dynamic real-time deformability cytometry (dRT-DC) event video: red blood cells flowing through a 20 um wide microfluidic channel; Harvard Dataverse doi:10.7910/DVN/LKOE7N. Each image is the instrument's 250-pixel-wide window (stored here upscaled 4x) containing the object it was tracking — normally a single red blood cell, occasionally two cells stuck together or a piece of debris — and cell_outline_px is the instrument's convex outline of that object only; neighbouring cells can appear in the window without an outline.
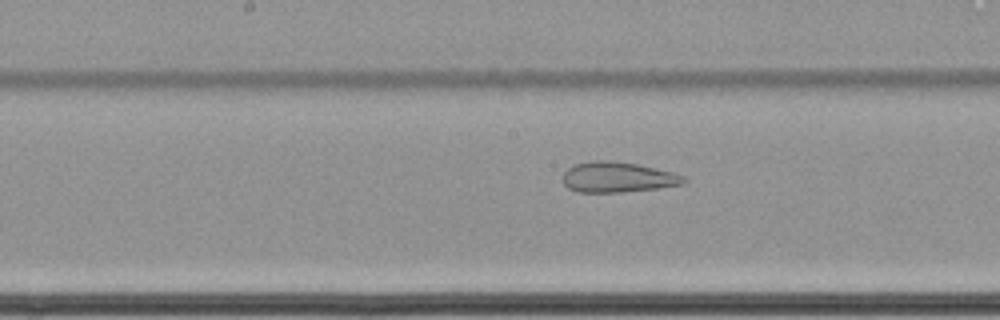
{"species": "common noctule bat (a hibernating species)", "species_latin": "Nyctalus noctula", "temperature_condition": "cold", "stored_images_in_passage": 62, "camera_frame_rate_fps": 3000, "um_per_image_px": 0.085, "animal": {"sex": "female", "body_mass_g": 22.7, "forearm_length_mm": 54.2}, "frame": {"image": 1, "passage_image": 34, "time_ms": 11.0, "image_size_px": [1000, 320], "cell_outline_px": [[688, 180], [684, 184], [660, 188], [620, 192], [580, 192], [568, 188], [564, 184], [564, 172], [568, 168], [576, 164], [592, 160], [608, 160], [636, 164], [656, 168], [672, 172], [684, 176]], "centroid_in_image_um": [52.53, 15.06], "position_along_channel_um": 195.7, "area_um2": 21.39}}
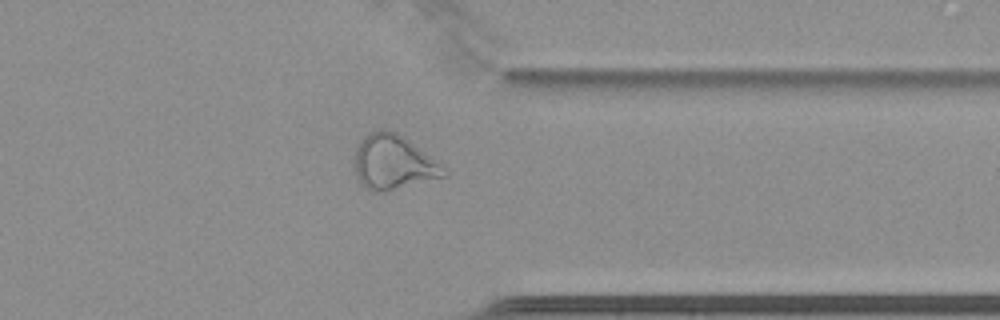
{"frame": {"image": 2, "passage_image": 50, "time_ms": 16.333, "image_size_px": [1000, 320], "cell_outline_px": [[448, 176], [384, 192], [372, 192], [356, 176], [356, 148], [364, 136], [368, 132], [380, 128], [384, 128], [396, 132], [444, 164], [448, 172]], "centroid_in_image_um": [33.5, 13.79], "position_along_channel_um": 377.9, "area_um2": 28.5}}
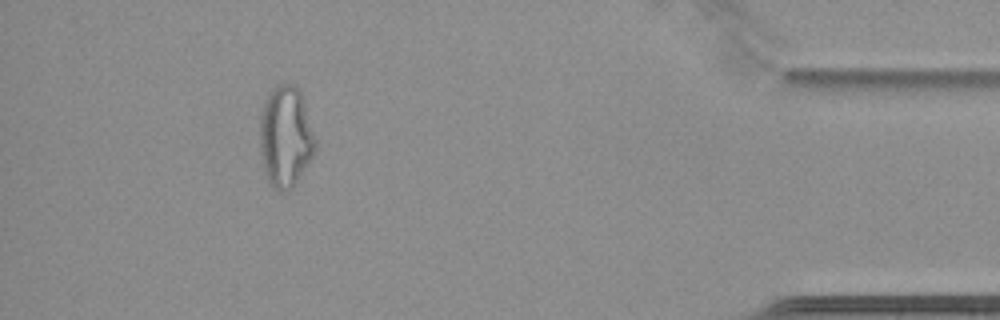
{"frame": {"image": 3, "passage_image": 57, "time_ms": 18.667, "image_size_px": [1000, 320], "cell_outline_px": [[316, 152], [292, 188], [284, 192], [280, 192], [272, 188], [268, 180], [264, 168], [260, 152], [260, 112], [268, 92], [276, 84], [296, 84], [300, 88], [304, 100], [316, 140]], "centroid_in_image_um": [24.28, 11.59], "position_along_channel_um": 410.9, "area_um2": 33.23}}